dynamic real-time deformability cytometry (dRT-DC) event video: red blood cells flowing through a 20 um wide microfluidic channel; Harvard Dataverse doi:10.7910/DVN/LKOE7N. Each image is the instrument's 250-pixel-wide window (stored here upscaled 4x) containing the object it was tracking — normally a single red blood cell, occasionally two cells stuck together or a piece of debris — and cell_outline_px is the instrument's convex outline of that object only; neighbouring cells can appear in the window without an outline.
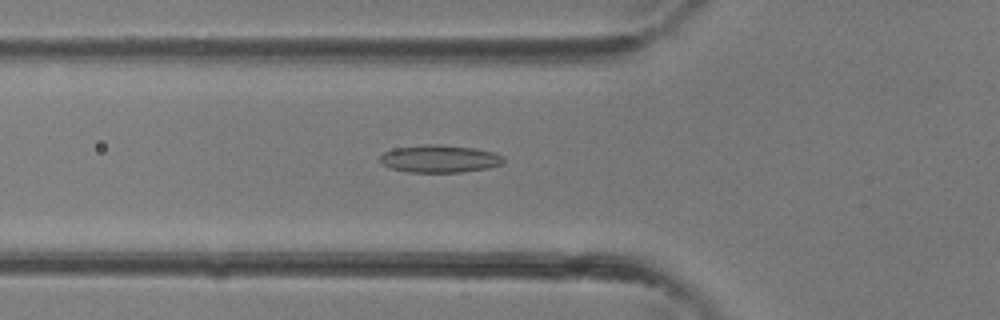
{"species": "common noctule bat (a hibernating species)", "species_latin": "Nyctalus noctula", "temperature_condition": "room temperature", "stored_images_in_passage": 27, "camera_frame_rate_fps": 3000, "um_per_image_px": 0.085, "animal": {"sex": "female"}, "frame": {"image": 1, "passage_image": 3, "time_ms": 0.667, "image_size_px": [1000, 320], "cell_outline_px": [[504, 164], [488, 168], [464, 172], [408, 172], [392, 168], [380, 164], [380, 156], [384, 152], [396, 148], [424, 144], [440, 144], [476, 148], [492, 152], [504, 156]], "centroid_in_image_um": [37.39, 13.49], "position_along_channel_um": 88.4, "area_um2": 20.0}}
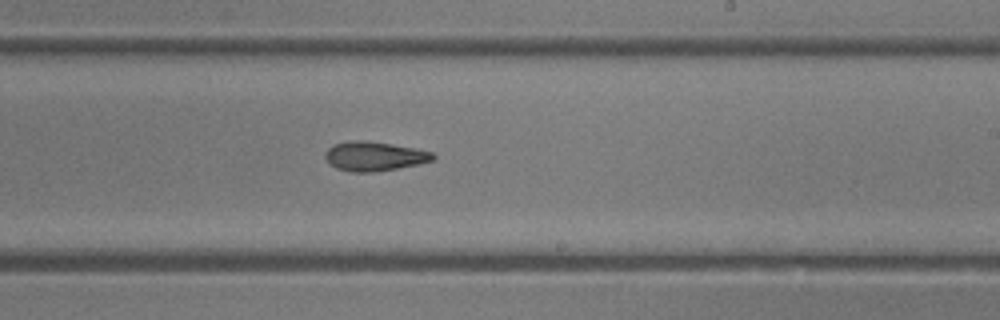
{"frame": {"image": 2, "passage_image": 12, "time_ms": 3.667, "image_size_px": [1000, 320], "cell_outline_px": [[436, 156], [432, 160], [420, 164], [372, 172], [348, 172], [336, 168], [324, 156], [324, 152], [332, 144], [348, 140], [364, 140], [392, 144], [416, 148], [432, 152]], "centroid_in_image_um": [31.79, 13.27], "position_along_channel_um": 257.2, "area_um2": 18.5}}
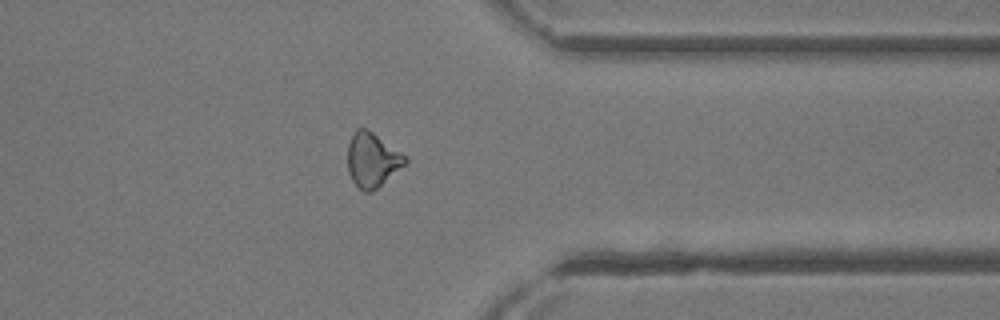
{"frame": {"image": 3, "passage_image": 19, "time_ms": 6.0, "image_size_px": [1000, 320], "cell_outline_px": [[408, 164], [372, 192], [364, 192], [352, 180], [348, 172], [348, 144], [356, 128], [368, 128], [400, 152], [408, 160]], "centroid_in_image_um": [31.65, 13.6], "position_along_channel_um": 379.7, "area_um2": 18.26}}